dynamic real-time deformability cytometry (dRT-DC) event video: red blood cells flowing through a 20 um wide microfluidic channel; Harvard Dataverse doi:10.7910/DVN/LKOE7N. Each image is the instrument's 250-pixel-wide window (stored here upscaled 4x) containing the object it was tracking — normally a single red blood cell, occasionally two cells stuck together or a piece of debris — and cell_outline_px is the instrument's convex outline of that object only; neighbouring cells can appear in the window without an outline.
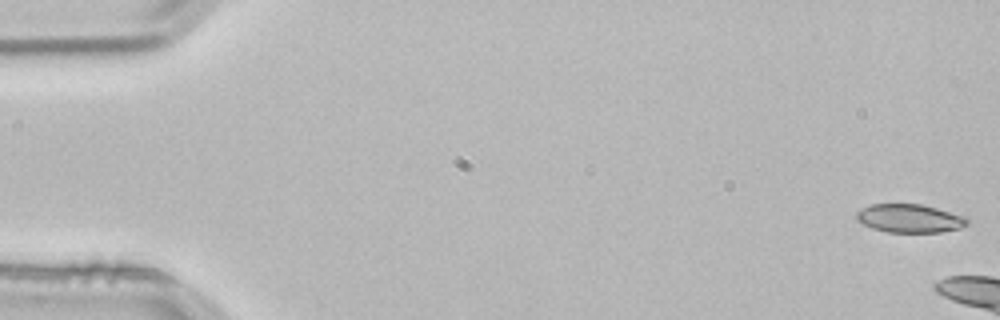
{"species": "common noctule bat (a hibernating species)", "species_latin": "Nyctalus noctula", "temperature_condition": "room temperature", "stored_images_in_passage": 5, "camera_frame_rate_fps": 3000, "um_per_image_px": 0.085, "animal": {"sex": "male", "body_mass_g": 21.5, "forearm_length_mm": 52.0}, "frame": {"image": 1, "passage_image": 1, "time_ms": 0.0, "image_size_px": [1000, 320], "cell_outline_px": [[968, 224], [960, 228], [940, 232], [888, 232], [872, 228], [856, 220], [856, 212], [872, 204], [920, 204], [936, 208], [964, 216], [968, 220]], "centroid_in_image_um": [77.31, 18.56], "position_along_channel_um": 7.7, "area_um2": 18.15}}
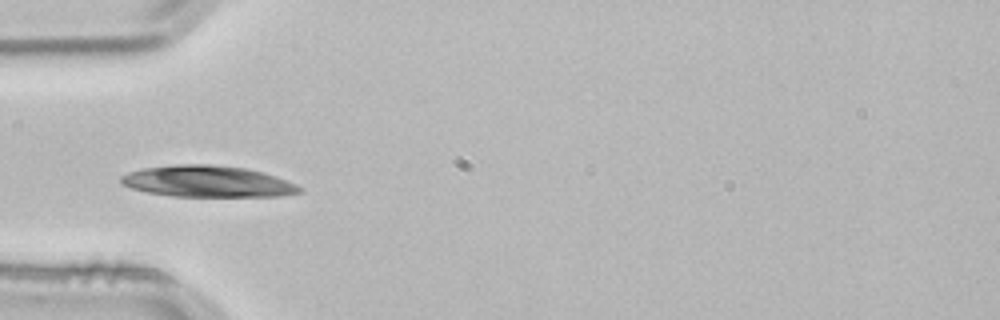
{"frame": {"image": 2, "passage_image": 5, "time_ms": 1.333, "image_size_px": [1000, 320], "cell_outline_px": [[304, 192], [280, 196], [172, 196], [148, 192], [132, 188], [120, 184], [120, 176], [128, 172], [144, 168], [176, 164], [208, 164], [248, 168], [264, 172], [276, 176], [296, 184], [304, 188]], "centroid_in_image_um": [17.67, 15.42], "position_along_channel_um": 67.3, "area_um2": 32.83}}